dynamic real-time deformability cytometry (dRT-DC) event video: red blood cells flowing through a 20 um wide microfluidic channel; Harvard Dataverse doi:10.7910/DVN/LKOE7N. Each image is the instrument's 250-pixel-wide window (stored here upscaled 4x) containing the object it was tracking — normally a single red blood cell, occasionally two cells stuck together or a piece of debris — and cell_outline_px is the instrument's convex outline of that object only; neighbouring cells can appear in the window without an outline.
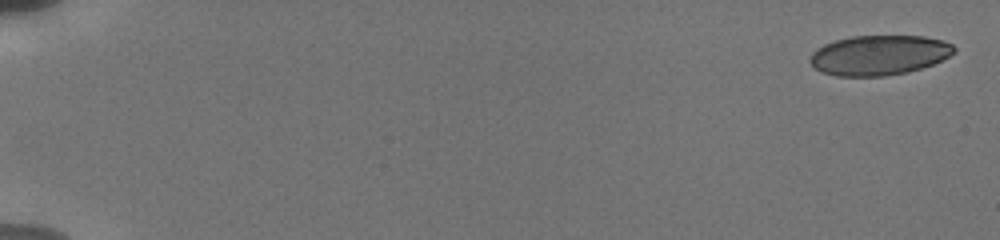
{"species": "human", "species_latin": "Homo sapiens", "temperature_condition": "cold", "stored_images_in_passage": 8, "camera_frame_rate_fps": 3000, "um_per_image_px": 0.085, "donor": {"sex": "male"}, "frame": {"image": 1, "passage_image": 1, "time_ms": 0.0, "image_size_px": [1000, 240], "cell_outline_px": [[956, 52], [932, 64], [908, 72], [884, 76], [836, 76], [824, 72], [816, 68], [808, 60], [812, 52], [816, 48], [824, 44], [836, 40], [852, 36], [924, 36], [944, 40], [952, 44], [956, 48]], "centroid_in_image_um": [74.72, 4.68], "position_along_channel_um": 10.3, "area_um2": 33.47}}
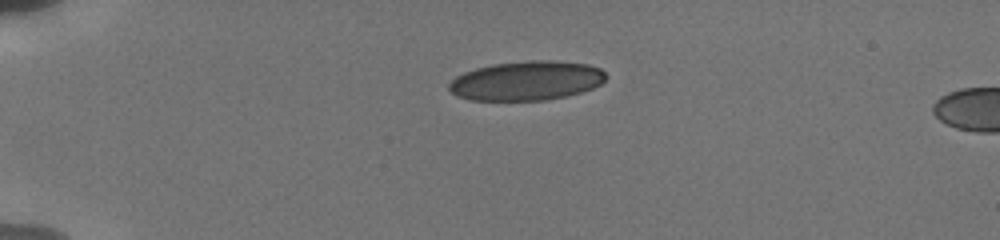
{"frame": {"image": 2, "passage_image": 6, "time_ms": 4.333, "image_size_px": [1000, 240], "cell_outline_px": [[608, 76], [600, 84], [592, 88], [580, 92], [564, 96], [544, 100], [472, 100], [456, 96], [448, 88], [448, 84], [456, 76], [464, 72], [476, 68], [492, 64], [532, 60], [552, 60], [588, 64], [600, 68]], "centroid_in_image_um": [44.74, 6.85], "position_along_channel_um": 40.3, "area_um2": 35.89}}